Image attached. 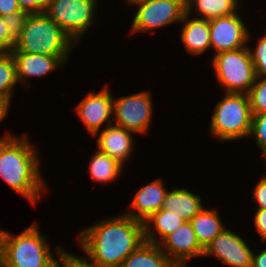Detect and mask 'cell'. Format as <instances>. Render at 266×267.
<instances>
[{
  "instance_id": "6da1fadb",
  "label": "cell",
  "mask_w": 266,
  "mask_h": 267,
  "mask_svg": "<svg viewBox=\"0 0 266 267\" xmlns=\"http://www.w3.org/2000/svg\"><path fill=\"white\" fill-rule=\"evenodd\" d=\"M81 248L93 267H119L144 239V224L126 214L113 217L89 228L79 235Z\"/></svg>"
},
{
  "instance_id": "7a4b0ae2",
  "label": "cell",
  "mask_w": 266,
  "mask_h": 267,
  "mask_svg": "<svg viewBox=\"0 0 266 267\" xmlns=\"http://www.w3.org/2000/svg\"><path fill=\"white\" fill-rule=\"evenodd\" d=\"M25 136L5 134L0 139V176L32 204L46 187L40 173L37 152Z\"/></svg>"
},
{
  "instance_id": "3957f363",
  "label": "cell",
  "mask_w": 266,
  "mask_h": 267,
  "mask_svg": "<svg viewBox=\"0 0 266 267\" xmlns=\"http://www.w3.org/2000/svg\"><path fill=\"white\" fill-rule=\"evenodd\" d=\"M73 44L76 45L45 13L29 14L21 35L10 53L69 56Z\"/></svg>"
},
{
  "instance_id": "277c9868",
  "label": "cell",
  "mask_w": 266,
  "mask_h": 267,
  "mask_svg": "<svg viewBox=\"0 0 266 267\" xmlns=\"http://www.w3.org/2000/svg\"><path fill=\"white\" fill-rule=\"evenodd\" d=\"M46 238L31 225L18 236L6 232L0 267H56Z\"/></svg>"
},
{
  "instance_id": "5b68a950",
  "label": "cell",
  "mask_w": 266,
  "mask_h": 267,
  "mask_svg": "<svg viewBox=\"0 0 266 267\" xmlns=\"http://www.w3.org/2000/svg\"><path fill=\"white\" fill-rule=\"evenodd\" d=\"M252 111L248 94L226 93L216 104L210 122V131L222 141L249 136Z\"/></svg>"
},
{
  "instance_id": "8992f818",
  "label": "cell",
  "mask_w": 266,
  "mask_h": 267,
  "mask_svg": "<svg viewBox=\"0 0 266 267\" xmlns=\"http://www.w3.org/2000/svg\"><path fill=\"white\" fill-rule=\"evenodd\" d=\"M213 66L216 78L226 93L248 94L256 74L249 47L215 54Z\"/></svg>"
},
{
  "instance_id": "52a82bcc",
  "label": "cell",
  "mask_w": 266,
  "mask_h": 267,
  "mask_svg": "<svg viewBox=\"0 0 266 267\" xmlns=\"http://www.w3.org/2000/svg\"><path fill=\"white\" fill-rule=\"evenodd\" d=\"M96 2L97 0H46L44 13L78 44L80 37L94 23Z\"/></svg>"
},
{
  "instance_id": "ba28073f",
  "label": "cell",
  "mask_w": 266,
  "mask_h": 267,
  "mask_svg": "<svg viewBox=\"0 0 266 267\" xmlns=\"http://www.w3.org/2000/svg\"><path fill=\"white\" fill-rule=\"evenodd\" d=\"M132 21V33L150 31L182 21L187 13L186 0H143Z\"/></svg>"
},
{
  "instance_id": "9c48e42d",
  "label": "cell",
  "mask_w": 266,
  "mask_h": 267,
  "mask_svg": "<svg viewBox=\"0 0 266 267\" xmlns=\"http://www.w3.org/2000/svg\"><path fill=\"white\" fill-rule=\"evenodd\" d=\"M150 93L141 92L134 95L113 99L112 113L116 126L123 127L132 134L144 133L150 126L152 117V100Z\"/></svg>"
},
{
  "instance_id": "30bf717a",
  "label": "cell",
  "mask_w": 266,
  "mask_h": 267,
  "mask_svg": "<svg viewBox=\"0 0 266 267\" xmlns=\"http://www.w3.org/2000/svg\"><path fill=\"white\" fill-rule=\"evenodd\" d=\"M210 42L216 54L246 47L250 39L243 20L234 13L209 20Z\"/></svg>"
},
{
  "instance_id": "8fae6325",
  "label": "cell",
  "mask_w": 266,
  "mask_h": 267,
  "mask_svg": "<svg viewBox=\"0 0 266 267\" xmlns=\"http://www.w3.org/2000/svg\"><path fill=\"white\" fill-rule=\"evenodd\" d=\"M215 255L228 266L251 267L253 252L238 235L226 228L204 249L203 256Z\"/></svg>"
},
{
  "instance_id": "7c38bea8",
  "label": "cell",
  "mask_w": 266,
  "mask_h": 267,
  "mask_svg": "<svg viewBox=\"0 0 266 267\" xmlns=\"http://www.w3.org/2000/svg\"><path fill=\"white\" fill-rule=\"evenodd\" d=\"M159 246L177 267H186L187 259L203 256L204 252L197 241L191 223L188 221L176 228Z\"/></svg>"
},
{
  "instance_id": "4fadbf2b",
  "label": "cell",
  "mask_w": 266,
  "mask_h": 267,
  "mask_svg": "<svg viewBox=\"0 0 266 267\" xmlns=\"http://www.w3.org/2000/svg\"><path fill=\"white\" fill-rule=\"evenodd\" d=\"M113 98L108 87H104L98 93L89 92L77 105L76 112L83 121L91 135H96L102 124L108 121L107 126L112 125L110 118L113 115ZM110 119V120H109Z\"/></svg>"
},
{
  "instance_id": "5bb4252c",
  "label": "cell",
  "mask_w": 266,
  "mask_h": 267,
  "mask_svg": "<svg viewBox=\"0 0 266 267\" xmlns=\"http://www.w3.org/2000/svg\"><path fill=\"white\" fill-rule=\"evenodd\" d=\"M163 181L156 179L153 182L143 186L133 198L130 211L125 213L129 217L144 222L153 213H156L163 207L167 190L164 188Z\"/></svg>"
},
{
  "instance_id": "9a60e30c",
  "label": "cell",
  "mask_w": 266,
  "mask_h": 267,
  "mask_svg": "<svg viewBox=\"0 0 266 267\" xmlns=\"http://www.w3.org/2000/svg\"><path fill=\"white\" fill-rule=\"evenodd\" d=\"M16 63L17 80L26 81L30 77H42L54 71L58 65L66 63L69 56H47L30 53H11Z\"/></svg>"
},
{
  "instance_id": "2e32d148",
  "label": "cell",
  "mask_w": 266,
  "mask_h": 267,
  "mask_svg": "<svg viewBox=\"0 0 266 267\" xmlns=\"http://www.w3.org/2000/svg\"><path fill=\"white\" fill-rule=\"evenodd\" d=\"M131 132L116 125L107 126L97 138L98 149L123 165L132 151Z\"/></svg>"
},
{
  "instance_id": "e0dca14e",
  "label": "cell",
  "mask_w": 266,
  "mask_h": 267,
  "mask_svg": "<svg viewBox=\"0 0 266 267\" xmlns=\"http://www.w3.org/2000/svg\"><path fill=\"white\" fill-rule=\"evenodd\" d=\"M186 13L181 22H185L182 29V41L189 53L200 55L207 48H211L209 20L203 18L189 19Z\"/></svg>"
},
{
  "instance_id": "ac0fdd59",
  "label": "cell",
  "mask_w": 266,
  "mask_h": 267,
  "mask_svg": "<svg viewBox=\"0 0 266 267\" xmlns=\"http://www.w3.org/2000/svg\"><path fill=\"white\" fill-rule=\"evenodd\" d=\"M203 207L199 196L189 192L187 189L174 188L172 191L167 192L162 208L176 213L185 222H189Z\"/></svg>"
},
{
  "instance_id": "d6986e66",
  "label": "cell",
  "mask_w": 266,
  "mask_h": 267,
  "mask_svg": "<svg viewBox=\"0 0 266 267\" xmlns=\"http://www.w3.org/2000/svg\"><path fill=\"white\" fill-rule=\"evenodd\" d=\"M119 267H177L161 250L148 241L141 243Z\"/></svg>"
},
{
  "instance_id": "ffe728a7",
  "label": "cell",
  "mask_w": 266,
  "mask_h": 267,
  "mask_svg": "<svg viewBox=\"0 0 266 267\" xmlns=\"http://www.w3.org/2000/svg\"><path fill=\"white\" fill-rule=\"evenodd\" d=\"M185 221L177 216L176 213L166 211L163 208L153 213L144 224V239L145 241L159 245L168 235H170L176 228L180 227ZM155 225V229L160 236V239L155 237L156 231L150 228V224ZM159 242V243H158Z\"/></svg>"
},
{
  "instance_id": "44dd1931",
  "label": "cell",
  "mask_w": 266,
  "mask_h": 267,
  "mask_svg": "<svg viewBox=\"0 0 266 267\" xmlns=\"http://www.w3.org/2000/svg\"><path fill=\"white\" fill-rule=\"evenodd\" d=\"M189 222L191 223L198 243L203 249L225 229L217 211L208 210L204 207Z\"/></svg>"
},
{
  "instance_id": "7402d4cb",
  "label": "cell",
  "mask_w": 266,
  "mask_h": 267,
  "mask_svg": "<svg viewBox=\"0 0 266 267\" xmlns=\"http://www.w3.org/2000/svg\"><path fill=\"white\" fill-rule=\"evenodd\" d=\"M239 0H186L187 13L192 7L200 14L199 18L211 20L237 12Z\"/></svg>"
},
{
  "instance_id": "603a6c76",
  "label": "cell",
  "mask_w": 266,
  "mask_h": 267,
  "mask_svg": "<svg viewBox=\"0 0 266 267\" xmlns=\"http://www.w3.org/2000/svg\"><path fill=\"white\" fill-rule=\"evenodd\" d=\"M123 165L99 150L92 156L89 172L95 182L108 183L115 180Z\"/></svg>"
},
{
  "instance_id": "cb8c5ba5",
  "label": "cell",
  "mask_w": 266,
  "mask_h": 267,
  "mask_svg": "<svg viewBox=\"0 0 266 267\" xmlns=\"http://www.w3.org/2000/svg\"><path fill=\"white\" fill-rule=\"evenodd\" d=\"M18 83L16 63L11 55L2 54L0 56V101L10 106L12 89Z\"/></svg>"
},
{
  "instance_id": "d4e9b609",
  "label": "cell",
  "mask_w": 266,
  "mask_h": 267,
  "mask_svg": "<svg viewBox=\"0 0 266 267\" xmlns=\"http://www.w3.org/2000/svg\"><path fill=\"white\" fill-rule=\"evenodd\" d=\"M261 78L256 77L255 83L248 92L252 114L266 112V77Z\"/></svg>"
},
{
  "instance_id": "484cf974",
  "label": "cell",
  "mask_w": 266,
  "mask_h": 267,
  "mask_svg": "<svg viewBox=\"0 0 266 267\" xmlns=\"http://www.w3.org/2000/svg\"><path fill=\"white\" fill-rule=\"evenodd\" d=\"M28 16L29 13L25 11H16L12 14L2 16L5 26L8 27L9 35L15 41L20 37Z\"/></svg>"
},
{
  "instance_id": "4316f807",
  "label": "cell",
  "mask_w": 266,
  "mask_h": 267,
  "mask_svg": "<svg viewBox=\"0 0 266 267\" xmlns=\"http://www.w3.org/2000/svg\"><path fill=\"white\" fill-rule=\"evenodd\" d=\"M250 135L263 152L266 149V112L253 114Z\"/></svg>"
},
{
  "instance_id": "83f0119b",
  "label": "cell",
  "mask_w": 266,
  "mask_h": 267,
  "mask_svg": "<svg viewBox=\"0 0 266 267\" xmlns=\"http://www.w3.org/2000/svg\"><path fill=\"white\" fill-rule=\"evenodd\" d=\"M255 50L256 51L252 52L249 48V53L254 64L256 77H266V35L259 39Z\"/></svg>"
},
{
  "instance_id": "f1b7e54d",
  "label": "cell",
  "mask_w": 266,
  "mask_h": 267,
  "mask_svg": "<svg viewBox=\"0 0 266 267\" xmlns=\"http://www.w3.org/2000/svg\"><path fill=\"white\" fill-rule=\"evenodd\" d=\"M57 251L58 256H60L58 258L60 264H62L64 267H93L85 262L83 258L67 253L62 248L58 247Z\"/></svg>"
},
{
  "instance_id": "f546056e",
  "label": "cell",
  "mask_w": 266,
  "mask_h": 267,
  "mask_svg": "<svg viewBox=\"0 0 266 267\" xmlns=\"http://www.w3.org/2000/svg\"><path fill=\"white\" fill-rule=\"evenodd\" d=\"M15 40L9 35L8 27L5 26L2 16H0V52L10 53L15 46Z\"/></svg>"
},
{
  "instance_id": "4dcf8cb0",
  "label": "cell",
  "mask_w": 266,
  "mask_h": 267,
  "mask_svg": "<svg viewBox=\"0 0 266 267\" xmlns=\"http://www.w3.org/2000/svg\"><path fill=\"white\" fill-rule=\"evenodd\" d=\"M22 11L29 14L44 13L46 8V0H17Z\"/></svg>"
},
{
  "instance_id": "1f68e13d",
  "label": "cell",
  "mask_w": 266,
  "mask_h": 267,
  "mask_svg": "<svg viewBox=\"0 0 266 267\" xmlns=\"http://www.w3.org/2000/svg\"><path fill=\"white\" fill-rule=\"evenodd\" d=\"M254 190L253 199L256 200L258 209H266V177L257 183Z\"/></svg>"
},
{
  "instance_id": "d6a6232c",
  "label": "cell",
  "mask_w": 266,
  "mask_h": 267,
  "mask_svg": "<svg viewBox=\"0 0 266 267\" xmlns=\"http://www.w3.org/2000/svg\"><path fill=\"white\" fill-rule=\"evenodd\" d=\"M254 225L261 236V241H266V209H257Z\"/></svg>"
},
{
  "instance_id": "836d02e7",
  "label": "cell",
  "mask_w": 266,
  "mask_h": 267,
  "mask_svg": "<svg viewBox=\"0 0 266 267\" xmlns=\"http://www.w3.org/2000/svg\"><path fill=\"white\" fill-rule=\"evenodd\" d=\"M22 11L17 0H0V16Z\"/></svg>"
},
{
  "instance_id": "e575fe53",
  "label": "cell",
  "mask_w": 266,
  "mask_h": 267,
  "mask_svg": "<svg viewBox=\"0 0 266 267\" xmlns=\"http://www.w3.org/2000/svg\"><path fill=\"white\" fill-rule=\"evenodd\" d=\"M251 267H266V249L258 255L253 253Z\"/></svg>"
},
{
  "instance_id": "d590c367",
  "label": "cell",
  "mask_w": 266,
  "mask_h": 267,
  "mask_svg": "<svg viewBox=\"0 0 266 267\" xmlns=\"http://www.w3.org/2000/svg\"><path fill=\"white\" fill-rule=\"evenodd\" d=\"M9 107L0 101V121L3 120L8 114Z\"/></svg>"
},
{
  "instance_id": "8d00e7d4",
  "label": "cell",
  "mask_w": 266,
  "mask_h": 267,
  "mask_svg": "<svg viewBox=\"0 0 266 267\" xmlns=\"http://www.w3.org/2000/svg\"><path fill=\"white\" fill-rule=\"evenodd\" d=\"M6 231L0 229V261L4 249V241H5Z\"/></svg>"
},
{
  "instance_id": "74e56055",
  "label": "cell",
  "mask_w": 266,
  "mask_h": 267,
  "mask_svg": "<svg viewBox=\"0 0 266 267\" xmlns=\"http://www.w3.org/2000/svg\"><path fill=\"white\" fill-rule=\"evenodd\" d=\"M140 1H143V0H126L127 3H129L130 5H134L135 3H138Z\"/></svg>"
},
{
  "instance_id": "f35d334b",
  "label": "cell",
  "mask_w": 266,
  "mask_h": 267,
  "mask_svg": "<svg viewBox=\"0 0 266 267\" xmlns=\"http://www.w3.org/2000/svg\"><path fill=\"white\" fill-rule=\"evenodd\" d=\"M262 154L264 155V160H266V149L262 152Z\"/></svg>"
},
{
  "instance_id": "ab89813d",
  "label": "cell",
  "mask_w": 266,
  "mask_h": 267,
  "mask_svg": "<svg viewBox=\"0 0 266 267\" xmlns=\"http://www.w3.org/2000/svg\"><path fill=\"white\" fill-rule=\"evenodd\" d=\"M56 267H64L62 264L60 265V262L56 265Z\"/></svg>"
}]
</instances>
